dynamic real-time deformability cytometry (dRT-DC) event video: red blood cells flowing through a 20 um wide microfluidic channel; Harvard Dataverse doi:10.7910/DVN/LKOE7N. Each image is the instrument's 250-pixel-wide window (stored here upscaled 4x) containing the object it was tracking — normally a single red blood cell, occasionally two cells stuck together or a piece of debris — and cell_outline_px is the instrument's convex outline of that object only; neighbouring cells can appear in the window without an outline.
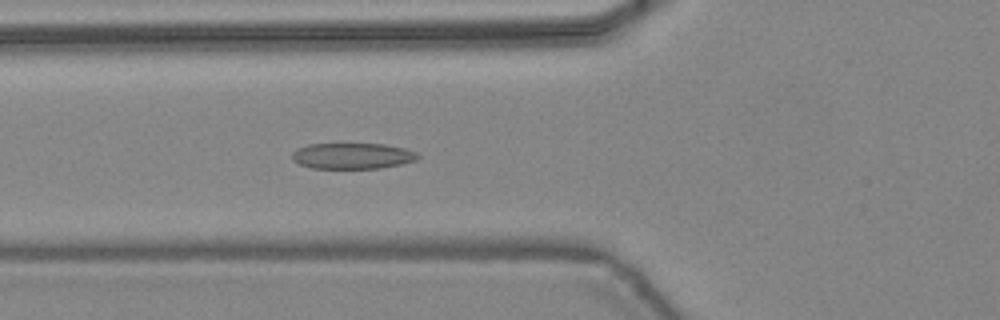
{"species": "common noctule bat (a hibernating species)", "species_latin": "Nyctalus noctula", "temperature_condition": "warm", "stored_images_in_passage": 31, "camera_frame_rate_fps": 3000, "um_per_image_px": 0.085, "animal": {"sex": "female", "body_mass_g": 24.6, "forearm_length_mm": 56.2}, "frame": {"image": 1, "passage_image": 12, "time_ms": 3.667, "image_size_px": [1000, 320], "cell_outline_px": [[420, 156], [416, 160], [400, 164], [380, 168], [312, 168], [300, 164], [292, 160], [292, 152], [296, 148], [308, 144], [384, 144], [404, 148], [416, 152]], "centroid_in_image_um": [29.93, 13.25], "position_along_channel_um": 95.9, "area_um2": 18.96}}
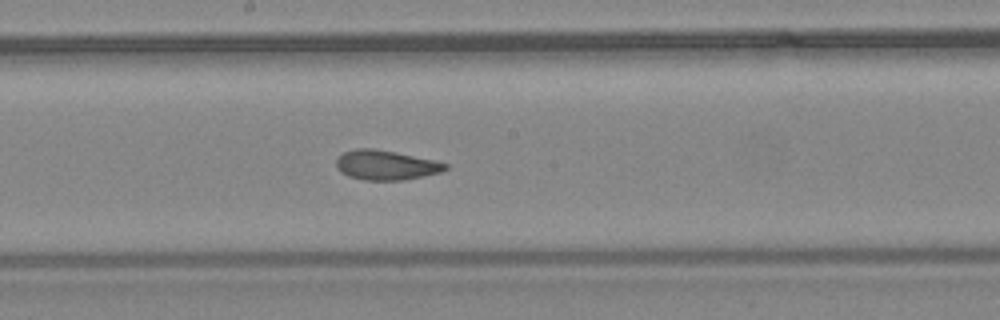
{"frame": {"image": 2, "passage_image": 20, "time_ms": 6.333, "image_size_px": [1000, 320], "cell_outline_px": [[448, 168], [440, 172], [424, 176], [404, 180], [364, 180], [348, 176], [340, 172], [336, 168], [336, 160], [344, 152], [356, 148], [372, 148], [396, 152], [436, 160], [448, 164]], "centroid_in_image_um": [32.8, 14.03], "position_along_channel_um": 215.4, "area_um2": 18.96}}
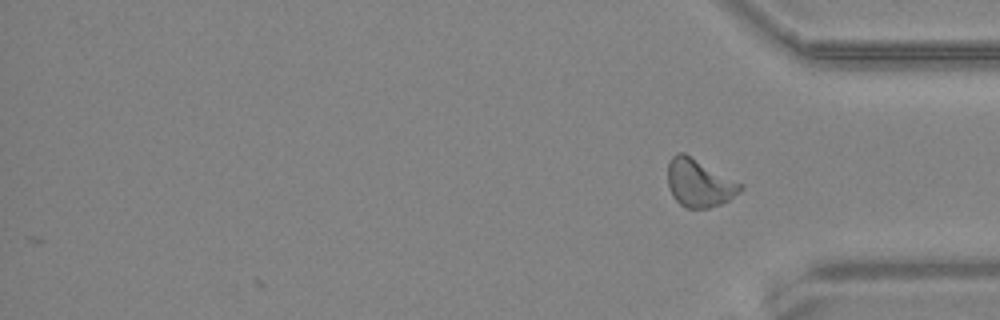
{"frame": {"image": 3, "passage_image": 31, "time_ms": 10.0, "image_size_px": [1000, 320], "cell_outline_px": [[744, 188], [740, 192], [728, 200], [720, 204], [708, 208], [684, 208], [672, 196], [668, 188], [668, 164], [672, 156], [676, 152], [684, 152], [744, 184]], "centroid_in_image_um": [59.43, 15.55], "position_along_channel_um": 375.8, "area_um2": 20.46}, "authors_computed_cell_mechanics": {"area_um2": 19.3052, "velocity_mm_per_s": 4.4472, "shape_relaxation_time_tau1_ms": 7.923, "shape_relaxation_time_tau2_ms": 1.2574, "deformation_change_tau1": 0.2049, "deformation_change_tau2": 0.0721}}